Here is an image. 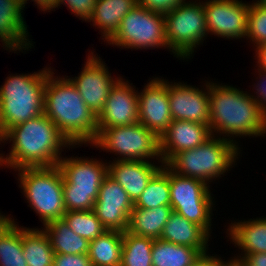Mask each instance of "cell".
<instances>
[{
    "instance_id": "obj_3",
    "label": "cell",
    "mask_w": 266,
    "mask_h": 266,
    "mask_svg": "<svg viewBox=\"0 0 266 266\" xmlns=\"http://www.w3.org/2000/svg\"><path fill=\"white\" fill-rule=\"evenodd\" d=\"M54 75L52 71L46 79L44 114L72 145H91L97 137V116L66 75Z\"/></svg>"
},
{
    "instance_id": "obj_31",
    "label": "cell",
    "mask_w": 266,
    "mask_h": 266,
    "mask_svg": "<svg viewBox=\"0 0 266 266\" xmlns=\"http://www.w3.org/2000/svg\"><path fill=\"white\" fill-rule=\"evenodd\" d=\"M63 219L75 234L85 238L89 242L96 240L107 231L93 210L66 211Z\"/></svg>"
},
{
    "instance_id": "obj_15",
    "label": "cell",
    "mask_w": 266,
    "mask_h": 266,
    "mask_svg": "<svg viewBox=\"0 0 266 266\" xmlns=\"http://www.w3.org/2000/svg\"><path fill=\"white\" fill-rule=\"evenodd\" d=\"M134 203L128 193L109 175L100 186L93 211L108 231L125 232Z\"/></svg>"
},
{
    "instance_id": "obj_37",
    "label": "cell",
    "mask_w": 266,
    "mask_h": 266,
    "mask_svg": "<svg viewBox=\"0 0 266 266\" xmlns=\"http://www.w3.org/2000/svg\"><path fill=\"white\" fill-rule=\"evenodd\" d=\"M53 266H92L88 254H55Z\"/></svg>"
},
{
    "instance_id": "obj_44",
    "label": "cell",
    "mask_w": 266,
    "mask_h": 266,
    "mask_svg": "<svg viewBox=\"0 0 266 266\" xmlns=\"http://www.w3.org/2000/svg\"><path fill=\"white\" fill-rule=\"evenodd\" d=\"M227 266H239V265L237 263L231 261Z\"/></svg>"
},
{
    "instance_id": "obj_28",
    "label": "cell",
    "mask_w": 266,
    "mask_h": 266,
    "mask_svg": "<svg viewBox=\"0 0 266 266\" xmlns=\"http://www.w3.org/2000/svg\"><path fill=\"white\" fill-rule=\"evenodd\" d=\"M201 254L196 248L156 239L152 245V266H190Z\"/></svg>"
},
{
    "instance_id": "obj_27",
    "label": "cell",
    "mask_w": 266,
    "mask_h": 266,
    "mask_svg": "<svg viewBox=\"0 0 266 266\" xmlns=\"http://www.w3.org/2000/svg\"><path fill=\"white\" fill-rule=\"evenodd\" d=\"M22 247L28 266H53L55 252L43 229L22 226Z\"/></svg>"
},
{
    "instance_id": "obj_36",
    "label": "cell",
    "mask_w": 266,
    "mask_h": 266,
    "mask_svg": "<svg viewBox=\"0 0 266 266\" xmlns=\"http://www.w3.org/2000/svg\"><path fill=\"white\" fill-rule=\"evenodd\" d=\"M256 70H258L255 71L258 72V77L256 78H259V80L253 85L254 88L252 90L254 91L255 89L254 95L250 93V96L256 103H258L263 113L266 115V71L259 67H257Z\"/></svg>"
},
{
    "instance_id": "obj_1",
    "label": "cell",
    "mask_w": 266,
    "mask_h": 266,
    "mask_svg": "<svg viewBox=\"0 0 266 266\" xmlns=\"http://www.w3.org/2000/svg\"><path fill=\"white\" fill-rule=\"evenodd\" d=\"M6 142L11 143V149L6 157L0 153L1 166L14 171L58 166L63 149L77 148L44 113L9 128L0 137V143Z\"/></svg>"
},
{
    "instance_id": "obj_2",
    "label": "cell",
    "mask_w": 266,
    "mask_h": 266,
    "mask_svg": "<svg viewBox=\"0 0 266 266\" xmlns=\"http://www.w3.org/2000/svg\"><path fill=\"white\" fill-rule=\"evenodd\" d=\"M223 84L225 83H215L213 80L210 82L211 134L223 136L222 138L233 142L238 147L239 143L234 139L235 137L265 136L266 115L258 103L251 98L250 92Z\"/></svg>"
},
{
    "instance_id": "obj_39",
    "label": "cell",
    "mask_w": 266,
    "mask_h": 266,
    "mask_svg": "<svg viewBox=\"0 0 266 266\" xmlns=\"http://www.w3.org/2000/svg\"><path fill=\"white\" fill-rule=\"evenodd\" d=\"M237 264L239 266H266V253L246 254Z\"/></svg>"
},
{
    "instance_id": "obj_25",
    "label": "cell",
    "mask_w": 266,
    "mask_h": 266,
    "mask_svg": "<svg viewBox=\"0 0 266 266\" xmlns=\"http://www.w3.org/2000/svg\"><path fill=\"white\" fill-rule=\"evenodd\" d=\"M43 227L55 254L89 253V241L75 234L64 219L53 220Z\"/></svg>"
},
{
    "instance_id": "obj_21",
    "label": "cell",
    "mask_w": 266,
    "mask_h": 266,
    "mask_svg": "<svg viewBox=\"0 0 266 266\" xmlns=\"http://www.w3.org/2000/svg\"><path fill=\"white\" fill-rule=\"evenodd\" d=\"M263 217L232 221L227 226L226 237L241 250L239 256L231 258L232 262L238 263L246 254L266 253V217Z\"/></svg>"
},
{
    "instance_id": "obj_19",
    "label": "cell",
    "mask_w": 266,
    "mask_h": 266,
    "mask_svg": "<svg viewBox=\"0 0 266 266\" xmlns=\"http://www.w3.org/2000/svg\"><path fill=\"white\" fill-rule=\"evenodd\" d=\"M151 161L115 160L108 162V175L113 178L135 203L148 182L162 168Z\"/></svg>"
},
{
    "instance_id": "obj_6",
    "label": "cell",
    "mask_w": 266,
    "mask_h": 266,
    "mask_svg": "<svg viewBox=\"0 0 266 266\" xmlns=\"http://www.w3.org/2000/svg\"><path fill=\"white\" fill-rule=\"evenodd\" d=\"M68 157H62L58 162L63 175L65 209L93 210L102 181L108 175V163L93 157Z\"/></svg>"
},
{
    "instance_id": "obj_26",
    "label": "cell",
    "mask_w": 266,
    "mask_h": 266,
    "mask_svg": "<svg viewBox=\"0 0 266 266\" xmlns=\"http://www.w3.org/2000/svg\"><path fill=\"white\" fill-rule=\"evenodd\" d=\"M123 247V232L106 231L89 242V259L92 266H120Z\"/></svg>"
},
{
    "instance_id": "obj_22",
    "label": "cell",
    "mask_w": 266,
    "mask_h": 266,
    "mask_svg": "<svg viewBox=\"0 0 266 266\" xmlns=\"http://www.w3.org/2000/svg\"><path fill=\"white\" fill-rule=\"evenodd\" d=\"M209 235L201 226L188 221L179 213L172 211L163 227L160 239L178 245L193 247L202 254L209 250Z\"/></svg>"
},
{
    "instance_id": "obj_7",
    "label": "cell",
    "mask_w": 266,
    "mask_h": 266,
    "mask_svg": "<svg viewBox=\"0 0 266 266\" xmlns=\"http://www.w3.org/2000/svg\"><path fill=\"white\" fill-rule=\"evenodd\" d=\"M18 183L28 206L39 215L43 225L63 219L66 209L63 196V175L58 166L21 168ZM20 181V182H19Z\"/></svg>"
},
{
    "instance_id": "obj_13",
    "label": "cell",
    "mask_w": 266,
    "mask_h": 266,
    "mask_svg": "<svg viewBox=\"0 0 266 266\" xmlns=\"http://www.w3.org/2000/svg\"><path fill=\"white\" fill-rule=\"evenodd\" d=\"M203 6L208 35L231 40L246 38L250 3L242 0H205Z\"/></svg>"
},
{
    "instance_id": "obj_38",
    "label": "cell",
    "mask_w": 266,
    "mask_h": 266,
    "mask_svg": "<svg viewBox=\"0 0 266 266\" xmlns=\"http://www.w3.org/2000/svg\"><path fill=\"white\" fill-rule=\"evenodd\" d=\"M212 256L209 254V251L207 253L201 254L199 258L196 259L190 266H227L231 259L226 261H223L220 256L217 254Z\"/></svg>"
},
{
    "instance_id": "obj_10",
    "label": "cell",
    "mask_w": 266,
    "mask_h": 266,
    "mask_svg": "<svg viewBox=\"0 0 266 266\" xmlns=\"http://www.w3.org/2000/svg\"><path fill=\"white\" fill-rule=\"evenodd\" d=\"M169 184L172 210L212 234L211 216L215 200L210 185L196 178L181 176L170 168Z\"/></svg>"
},
{
    "instance_id": "obj_18",
    "label": "cell",
    "mask_w": 266,
    "mask_h": 266,
    "mask_svg": "<svg viewBox=\"0 0 266 266\" xmlns=\"http://www.w3.org/2000/svg\"><path fill=\"white\" fill-rule=\"evenodd\" d=\"M211 136L208 125L188 120H173L160 136V154L163 164L180 151L200 146Z\"/></svg>"
},
{
    "instance_id": "obj_8",
    "label": "cell",
    "mask_w": 266,
    "mask_h": 266,
    "mask_svg": "<svg viewBox=\"0 0 266 266\" xmlns=\"http://www.w3.org/2000/svg\"><path fill=\"white\" fill-rule=\"evenodd\" d=\"M118 155L115 160L154 161L163 164L160 154V137L139 122L132 125L105 128L97 131L90 147ZM151 159V160H150ZM153 159V160H152Z\"/></svg>"
},
{
    "instance_id": "obj_9",
    "label": "cell",
    "mask_w": 266,
    "mask_h": 266,
    "mask_svg": "<svg viewBox=\"0 0 266 266\" xmlns=\"http://www.w3.org/2000/svg\"><path fill=\"white\" fill-rule=\"evenodd\" d=\"M164 17L169 51L187 61L208 36L203 1H186Z\"/></svg>"
},
{
    "instance_id": "obj_33",
    "label": "cell",
    "mask_w": 266,
    "mask_h": 266,
    "mask_svg": "<svg viewBox=\"0 0 266 266\" xmlns=\"http://www.w3.org/2000/svg\"><path fill=\"white\" fill-rule=\"evenodd\" d=\"M247 40L253 48L266 43V7L250 3L248 11Z\"/></svg>"
},
{
    "instance_id": "obj_14",
    "label": "cell",
    "mask_w": 266,
    "mask_h": 266,
    "mask_svg": "<svg viewBox=\"0 0 266 266\" xmlns=\"http://www.w3.org/2000/svg\"><path fill=\"white\" fill-rule=\"evenodd\" d=\"M199 89L196 86L182 82L167 80L170 113L173 120H188L209 126L210 81H206Z\"/></svg>"
},
{
    "instance_id": "obj_35",
    "label": "cell",
    "mask_w": 266,
    "mask_h": 266,
    "mask_svg": "<svg viewBox=\"0 0 266 266\" xmlns=\"http://www.w3.org/2000/svg\"><path fill=\"white\" fill-rule=\"evenodd\" d=\"M187 0H138V4L151 12L167 14Z\"/></svg>"
},
{
    "instance_id": "obj_5",
    "label": "cell",
    "mask_w": 266,
    "mask_h": 266,
    "mask_svg": "<svg viewBox=\"0 0 266 266\" xmlns=\"http://www.w3.org/2000/svg\"><path fill=\"white\" fill-rule=\"evenodd\" d=\"M240 151L233 142L212 135L200 146L178 152L166 165L181 176L196 178L209 185L235 166Z\"/></svg>"
},
{
    "instance_id": "obj_32",
    "label": "cell",
    "mask_w": 266,
    "mask_h": 266,
    "mask_svg": "<svg viewBox=\"0 0 266 266\" xmlns=\"http://www.w3.org/2000/svg\"><path fill=\"white\" fill-rule=\"evenodd\" d=\"M17 224L0 239V266H28L23 254L22 226Z\"/></svg>"
},
{
    "instance_id": "obj_16",
    "label": "cell",
    "mask_w": 266,
    "mask_h": 266,
    "mask_svg": "<svg viewBox=\"0 0 266 266\" xmlns=\"http://www.w3.org/2000/svg\"><path fill=\"white\" fill-rule=\"evenodd\" d=\"M138 90L121 77L111 88L102 112L97 117V131L132 125L138 120Z\"/></svg>"
},
{
    "instance_id": "obj_20",
    "label": "cell",
    "mask_w": 266,
    "mask_h": 266,
    "mask_svg": "<svg viewBox=\"0 0 266 266\" xmlns=\"http://www.w3.org/2000/svg\"><path fill=\"white\" fill-rule=\"evenodd\" d=\"M23 13L19 0H0V42L9 52L28 51L34 47Z\"/></svg>"
},
{
    "instance_id": "obj_43",
    "label": "cell",
    "mask_w": 266,
    "mask_h": 266,
    "mask_svg": "<svg viewBox=\"0 0 266 266\" xmlns=\"http://www.w3.org/2000/svg\"><path fill=\"white\" fill-rule=\"evenodd\" d=\"M255 4L265 6L266 7V0H253Z\"/></svg>"
},
{
    "instance_id": "obj_11",
    "label": "cell",
    "mask_w": 266,
    "mask_h": 266,
    "mask_svg": "<svg viewBox=\"0 0 266 266\" xmlns=\"http://www.w3.org/2000/svg\"><path fill=\"white\" fill-rule=\"evenodd\" d=\"M106 43L122 49H169L165 39V17L136 4Z\"/></svg>"
},
{
    "instance_id": "obj_42",
    "label": "cell",
    "mask_w": 266,
    "mask_h": 266,
    "mask_svg": "<svg viewBox=\"0 0 266 266\" xmlns=\"http://www.w3.org/2000/svg\"><path fill=\"white\" fill-rule=\"evenodd\" d=\"M10 216L0 212V239L16 223L14 217Z\"/></svg>"
},
{
    "instance_id": "obj_17",
    "label": "cell",
    "mask_w": 266,
    "mask_h": 266,
    "mask_svg": "<svg viewBox=\"0 0 266 266\" xmlns=\"http://www.w3.org/2000/svg\"><path fill=\"white\" fill-rule=\"evenodd\" d=\"M138 92V120L159 137L173 121L170 113L167 80L152 77Z\"/></svg>"
},
{
    "instance_id": "obj_41",
    "label": "cell",
    "mask_w": 266,
    "mask_h": 266,
    "mask_svg": "<svg viewBox=\"0 0 266 266\" xmlns=\"http://www.w3.org/2000/svg\"><path fill=\"white\" fill-rule=\"evenodd\" d=\"M255 51V59L257 60L255 63V67H259L262 70L266 71V43L258 46L254 49Z\"/></svg>"
},
{
    "instance_id": "obj_4",
    "label": "cell",
    "mask_w": 266,
    "mask_h": 266,
    "mask_svg": "<svg viewBox=\"0 0 266 266\" xmlns=\"http://www.w3.org/2000/svg\"><path fill=\"white\" fill-rule=\"evenodd\" d=\"M51 66L30 74H9L0 86V137L11 127L44 113V95Z\"/></svg>"
},
{
    "instance_id": "obj_29",
    "label": "cell",
    "mask_w": 266,
    "mask_h": 266,
    "mask_svg": "<svg viewBox=\"0 0 266 266\" xmlns=\"http://www.w3.org/2000/svg\"><path fill=\"white\" fill-rule=\"evenodd\" d=\"M169 167L166 164L152 177L146 188L134 203V207L151 209L170 206Z\"/></svg>"
},
{
    "instance_id": "obj_34",
    "label": "cell",
    "mask_w": 266,
    "mask_h": 266,
    "mask_svg": "<svg viewBox=\"0 0 266 266\" xmlns=\"http://www.w3.org/2000/svg\"><path fill=\"white\" fill-rule=\"evenodd\" d=\"M96 3L97 0H57V8L60 5H65L80 20L88 22Z\"/></svg>"
},
{
    "instance_id": "obj_23",
    "label": "cell",
    "mask_w": 266,
    "mask_h": 266,
    "mask_svg": "<svg viewBox=\"0 0 266 266\" xmlns=\"http://www.w3.org/2000/svg\"><path fill=\"white\" fill-rule=\"evenodd\" d=\"M138 0H97L91 19L93 27L101 32V39L108 41L118 30L121 20L135 6Z\"/></svg>"
},
{
    "instance_id": "obj_40",
    "label": "cell",
    "mask_w": 266,
    "mask_h": 266,
    "mask_svg": "<svg viewBox=\"0 0 266 266\" xmlns=\"http://www.w3.org/2000/svg\"><path fill=\"white\" fill-rule=\"evenodd\" d=\"M29 0H23L22 6H23V10L25 8V5L28 4ZM34 1V3L37 5V8H39L41 11H55V8H57V0H31Z\"/></svg>"
},
{
    "instance_id": "obj_24",
    "label": "cell",
    "mask_w": 266,
    "mask_h": 266,
    "mask_svg": "<svg viewBox=\"0 0 266 266\" xmlns=\"http://www.w3.org/2000/svg\"><path fill=\"white\" fill-rule=\"evenodd\" d=\"M172 211L171 206H158L151 209L134 207L129 217L127 231L137 236L160 239L163 227Z\"/></svg>"
},
{
    "instance_id": "obj_12",
    "label": "cell",
    "mask_w": 266,
    "mask_h": 266,
    "mask_svg": "<svg viewBox=\"0 0 266 266\" xmlns=\"http://www.w3.org/2000/svg\"><path fill=\"white\" fill-rule=\"evenodd\" d=\"M87 60L81 72L75 77L66 76L75 86L85 104L97 117L102 112L111 88L122 76H111L106 63L88 51Z\"/></svg>"
},
{
    "instance_id": "obj_30",
    "label": "cell",
    "mask_w": 266,
    "mask_h": 266,
    "mask_svg": "<svg viewBox=\"0 0 266 266\" xmlns=\"http://www.w3.org/2000/svg\"><path fill=\"white\" fill-rule=\"evenodd\" d=\"M155 239L123 232L120 266H152V245Z\"/></svg>"
}]
</instances>
